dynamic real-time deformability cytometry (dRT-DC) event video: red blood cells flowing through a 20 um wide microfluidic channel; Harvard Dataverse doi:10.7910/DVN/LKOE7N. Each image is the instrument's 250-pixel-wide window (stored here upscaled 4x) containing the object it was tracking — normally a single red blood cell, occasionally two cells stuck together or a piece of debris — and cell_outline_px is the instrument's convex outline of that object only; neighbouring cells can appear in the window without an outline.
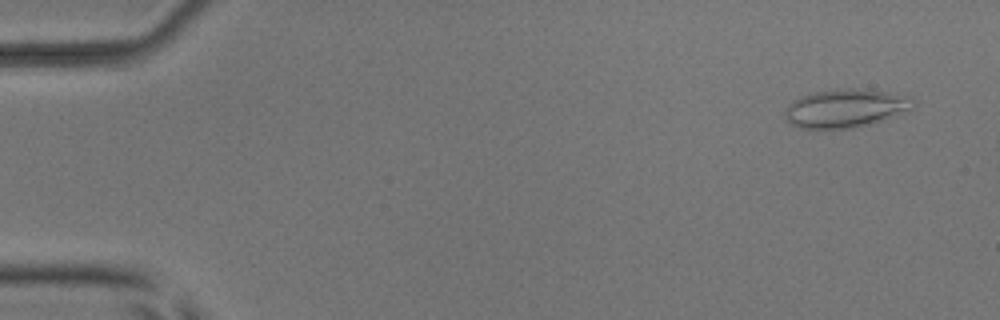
{"species": "common noctule bat (a hibernating species)", "species_latin": "Nyctalus noctula", "temperature_condition": "room temperature", "stored_images_in_passage": 9, "camera_frame_rate_fps": 3000, "um_per_image_px": 0.085, "animal": {"sex": "male", "body_mass_g": 17.9, "forearm_length_mm": 54.2}, "frame": {"image": 1, "passage_image": 3, "time_ms": 0.667, "image_size_px": [1000, 320], "cell_outline_px": [[916, 104], [912, 108], [880, 120], [868, 124], [852, 128], [800, 128], [792, 124], [784, 116], [784, 112], [788, 104], [792, 100], [800, 96], [812, 92], [836, 88], [852, 88], [884, 92], [912, 96]], "centroid_in_image_um": [71.82, 9.18], "position_along_channel_um": 13.2, "area_um2": 28.5}}